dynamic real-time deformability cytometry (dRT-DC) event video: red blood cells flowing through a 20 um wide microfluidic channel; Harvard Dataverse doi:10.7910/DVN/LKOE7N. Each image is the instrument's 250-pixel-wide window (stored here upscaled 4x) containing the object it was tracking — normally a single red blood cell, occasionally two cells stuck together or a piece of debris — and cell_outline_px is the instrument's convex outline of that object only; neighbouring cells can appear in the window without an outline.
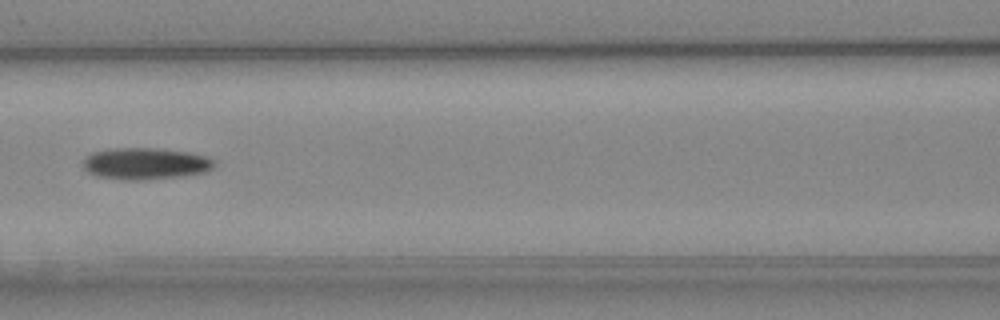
{"species": "Egyptian fruit bat (a non-hibernating species)", "species_latin": "Rousettus aegyptiacus", "temperature_condition": "cold", "stored_images_in_passage": 7, "camera_frame_rate_fps": 3000, "um_per_image_px": 0.085, "animal": {"sex": "female"}, "frame": {"image": 1, "passage_image": 7, "time_ms": 7.0, "image_size_px": [1000, 320], "cell_outline_px": [[216, 164], [212, 168], [204, 172], [180, 176], [144, 180], [124, 180], [96, 176], [88, 172], [84, 168], [84, 160], [92, 152], [108, 148], [164, 148], [188, 152], [204, 156], [212, 160]], "centroid_in_image_um": [12.33, 13.9], "position_along_channel_um": 154.3, "area_um2": 24.22}}